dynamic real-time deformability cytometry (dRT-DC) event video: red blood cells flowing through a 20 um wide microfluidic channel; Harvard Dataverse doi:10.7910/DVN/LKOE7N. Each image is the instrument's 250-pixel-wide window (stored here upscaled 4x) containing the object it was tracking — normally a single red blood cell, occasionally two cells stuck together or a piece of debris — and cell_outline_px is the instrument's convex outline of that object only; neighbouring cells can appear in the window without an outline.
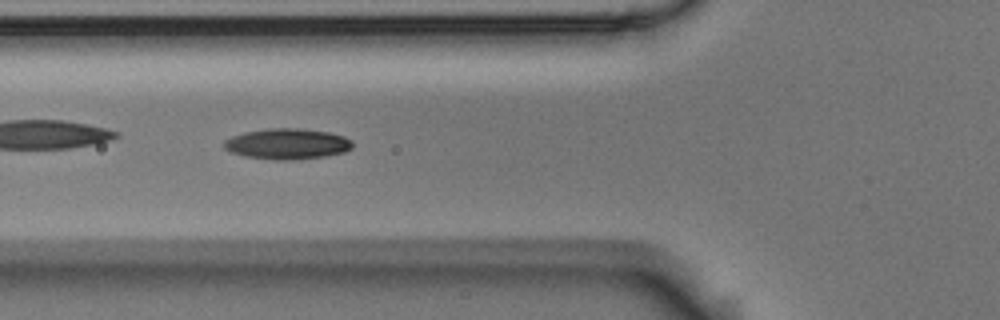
{"species": "Egyptian fruit bat (a non-hibernating species)", "species_latin": "Rousettus aegyptiacus", "temperature_condition": "room temperature", "stored_images_in_passage": 6, "camera_frame_rate_fps": 3000, "um_per_image_px": 0.085, "animal": {"sex": "male"}, "frame": {"image": 1, "passage_image": 6, "time_ms": 1.667, "image_size_px": [1000, 320], "cell_outline_px": [[352, 148], [344, 152], [324, 156], [292, 160], [276, 160], [244, 156], [228, 152], [224, 148], [224, 140], [232, 136], [244, 132], [268, 128], [300, 128], [328, 132], [344, 136], [352, 140]], "centroid_in_image_um": [24.39, 12.23], "position_along_channel_um": 101.4, "area_um2": 23.12}}